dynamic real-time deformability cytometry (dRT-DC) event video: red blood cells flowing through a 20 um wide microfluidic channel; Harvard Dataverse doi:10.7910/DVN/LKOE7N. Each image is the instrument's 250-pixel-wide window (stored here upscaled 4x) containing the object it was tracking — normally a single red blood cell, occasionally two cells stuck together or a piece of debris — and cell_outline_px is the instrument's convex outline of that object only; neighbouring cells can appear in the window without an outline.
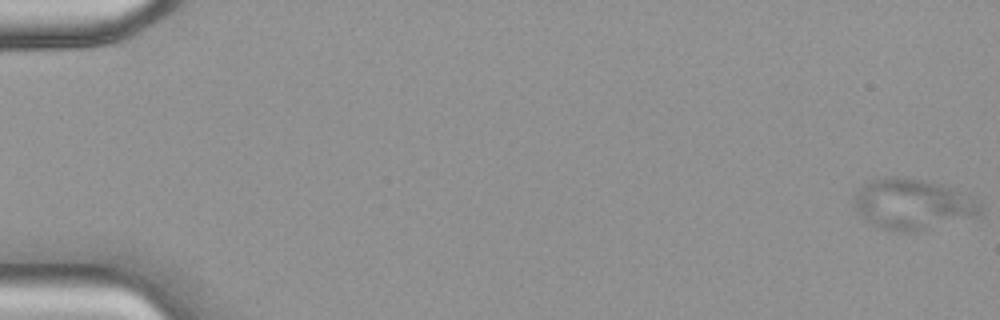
{"species": "common noctule bat (a hibernating species)", "species_latin": "Nyctalus noctula", "temperature_condition": "warm", "stored_images_in_passage": 13, "camera_frame_rate_fps": 3000, "um_per_image_px": 0.085, "animal": {"sex": "female", "body_mass_g": 18.4}, "frame": {"image": 1, "passage_image": 1, "time_ms": 0.0, "image_size_px": [1000, 320], "cell_outline_px": [[984, 212], [980, 216], [912, 232], [904, 232], [884, 228], [872, 224], [864, 220], [860, 216], [856, 208], [856, 192], [868, 180], [888, 176], [908, 176], [940, 184], [972, 196], [980, 204]], "centroid_in_image_um": [77.6, 17.34], "position_along_channel_um": 7.4, "area_um2": 37.34}}
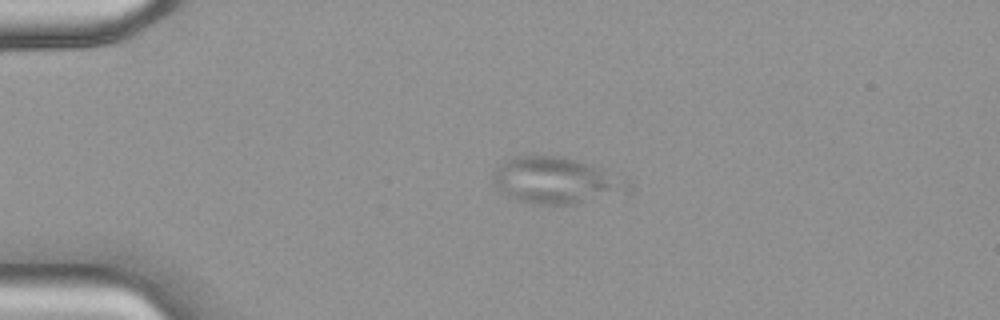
{"frame": {"image": 2, "passage_image": 12, "time_ms": 3.667, "image_size_px": [1000, 320], "cell_outline_px": [[632, 192], [572, 204], [544, 204], [520, 200], [496, 188], [492, 180], [492, 176], [496, 168], [504, 160], [516, 156], [560, 156], [576, 160], [600, 168], [628, 180], [632, 184]], "centroid_in_image_um": [47.3, 15.33], "position_along_channel_um": 37.7, "area_um2": 36.18}}